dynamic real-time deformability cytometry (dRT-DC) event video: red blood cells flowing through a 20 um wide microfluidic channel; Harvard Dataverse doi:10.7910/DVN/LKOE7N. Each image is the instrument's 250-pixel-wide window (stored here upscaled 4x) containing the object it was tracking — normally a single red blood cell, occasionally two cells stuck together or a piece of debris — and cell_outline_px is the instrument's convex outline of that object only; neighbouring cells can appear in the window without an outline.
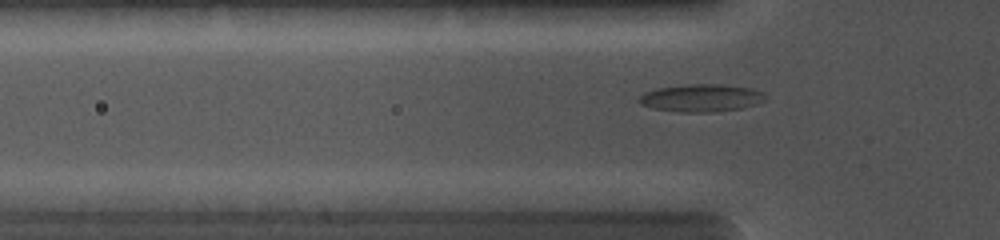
{"species": "common noctule bat (a hibernating species)", "species_latin": "Nyctalus noctula", "temperature_condition": "cold", "stored_images_in_passage": 52, "camera_frame_rate_fps": 5000, "um_per_image_px": 0.085, "animal": {"sex": "female", "body_mass_g": 19.0, "forearm_length_mm": 56.7}, "frame": {"image": 1, "passage_image": 14, "time_ms": 2.6, "image_size_px": [1000, 240], "cell_outline_px": [[768, 96], [764, 100], [756, 104], [740, 108], [712, 112], [680, 112], [652, 108], [640, 104], [636, 100], [644, 92], [656, 88], [688, 84], [720, 84], [752, 88], [764, 92]], "centroid_in_image_um": [59.59, 8.32], "position_along_channel_um": 66.2, "area_um2": 20.46}}
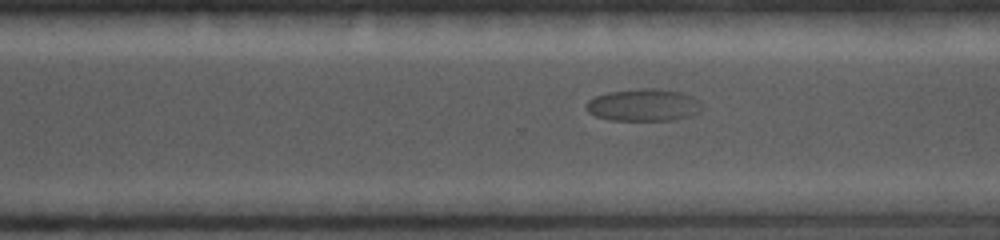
{"frame": {"image": 2, "passage_image": 36, "time_ms": 8.6, "image_size_px": [1000, 240], "cell_outline_px": [[704, 108], [688, 116], [676, 120], [608, 120], [596, 116], [588, 112], [588, 100], [596, 96], [608, 92], [644, 88], [656, 88], [680, 92], [692, 96]], "centroid_in_image_um": [54.7, 8.93], "position_along_channel_um": 315.9, "area_um2": 21.5}}
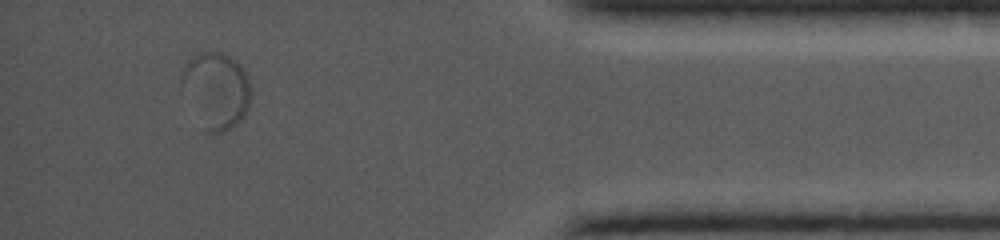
{"frame": {"image": 3, "passage_image": 49, "time_ms": 11.8, "image_size_px": [1000, 240], "cell_outline_px": [[252, 96], [248, 108], [244, 116], [232, 128], [208, 136], [180, 92], [180, 72], [200, 52], [220, 52], [228, 56], [240, 64], [248, 76], [252, 92]], "centroid_in_image_um": [18.35, 7.73], "position_along_channel_um": 416.8, "area_um2": 31.44}}